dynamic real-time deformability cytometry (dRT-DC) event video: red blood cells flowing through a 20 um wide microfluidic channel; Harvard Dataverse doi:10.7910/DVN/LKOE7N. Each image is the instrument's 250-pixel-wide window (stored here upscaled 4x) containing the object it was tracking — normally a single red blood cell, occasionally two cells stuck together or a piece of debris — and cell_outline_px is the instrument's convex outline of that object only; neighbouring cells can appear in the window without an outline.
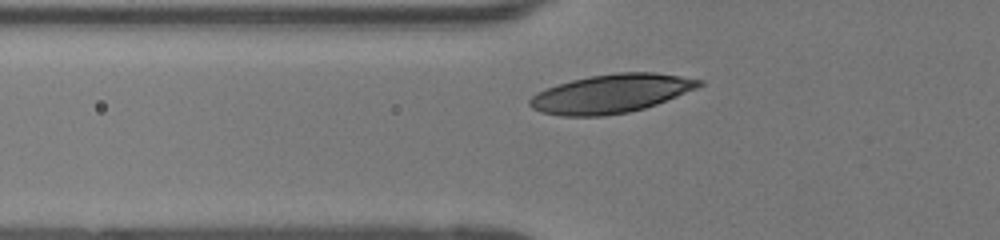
{"species": "human", "species_latin": "Homo sapiens", "temperature_condition": "room temperature", "stored_images_in_passage": 36, "camera_frame_rate_fps": 3000, "um_per_image_px": 0.085, "donor": {"sex": "female"}, "frame": {"image": 1, "passage_image": 9, "time_ms": 2.667, "image_size_px": [1000, 240], "cell_outline_px": [[704, 84], [696, 88], [656, 104], [644, 108], [628, 112], [604, 116], [560, 116], [540, 112], [532, 108], [528, 104], [528, 100], [536, 92], [544, 88], [556, 84], [572, 80], [592, 76], [620, 72], [656, 72], [704, 80]], "centroid_in_image_um": [51.9, 7.96], "position_along_channel_um": 73.9, "area_um2": 38.15}}
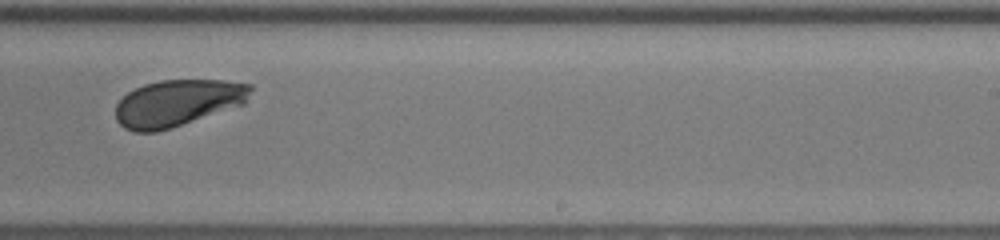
{"frame": {"image": 2, "passage_image": 24, "time_ms": 7.667, "image_size_px": [1000, 240], "cell_outline_px": [[252, 88], [248, 100], [244, 104], [156, 132], [132, 132], [124, 128], [116, 120], [116, 104], [128, 92], [144, 84], [160, 80], [224, 80], [252, 84]], "centroid_in_image_um": [15.09, 8.74], "position_along_channel_um": 273.9, "area_um2": 36.53}}
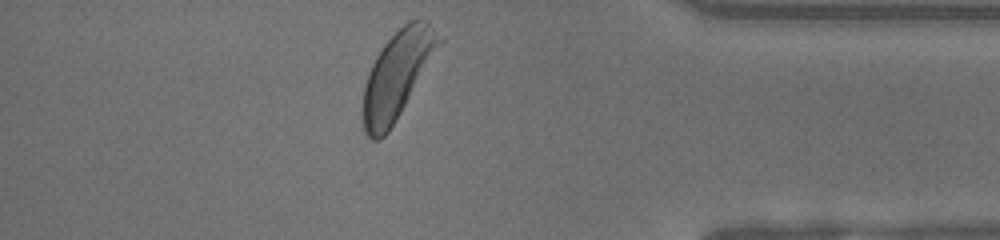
{"frame": {"image": 3, "passage_image": 35, "time_ms": 11.333, "image_size_px": [1000, 240], "cell_outline_px": [[444, 40], [388, 132], [380, 140], [372, 140], [364, 132], [364, 84], [368, 72], [376, 56], [384, 44], [408, 20], [428, 20], [444, 36]], "centroid_in_image_um": [33.8, 6.31], "position_along_channel_um": 401.4, "area_um2": 38.09}, "authors_computed_cell_mechanics": {"area_um2": 37.8012, "velocity_mm_per_s": 4.0358, "shape_relaxation_time_tau1_ms": 2.1716, "shape_relaxation_time_tau2_ms": null, "deformation_change_tau1": 0.1314, "deformation_change_tau2": null}}